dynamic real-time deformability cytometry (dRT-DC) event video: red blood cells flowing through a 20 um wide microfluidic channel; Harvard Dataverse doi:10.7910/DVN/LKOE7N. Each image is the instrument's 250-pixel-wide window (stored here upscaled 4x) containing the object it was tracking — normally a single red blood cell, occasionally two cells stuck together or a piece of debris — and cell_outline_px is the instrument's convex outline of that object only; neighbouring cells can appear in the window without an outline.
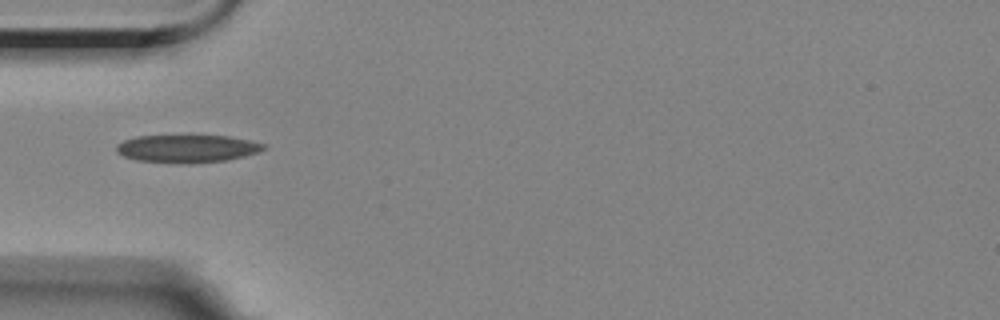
{"species": "Egyptian fruit bat (a non-hibernating species)", "species_latin": "Rousettus aegyptiacus", "temperature_condition": "room temperature", "stored_images_in_passage": 20, "camera_frame_rate_fps": 3000, "um_per_image_px": 0.085, "animal": {"sex": "female"}, "frame": {"image": 1, "passage_image": 1, "time_ms": 0.0, "image_size_px": [1000, 320], "cell_outline_px": [[268, 144], [260, 152], [228, 160], [188, 164], [136, 160], [124, 156], [116, 152], [116, 144], [124, 140], [136, 136], [188, 132], [228, 136], [252, 140]], "centroid_in_image_um": [15.92, 12.57], "position_along_channel_um": 69.1, "area_um2": 25.32}}
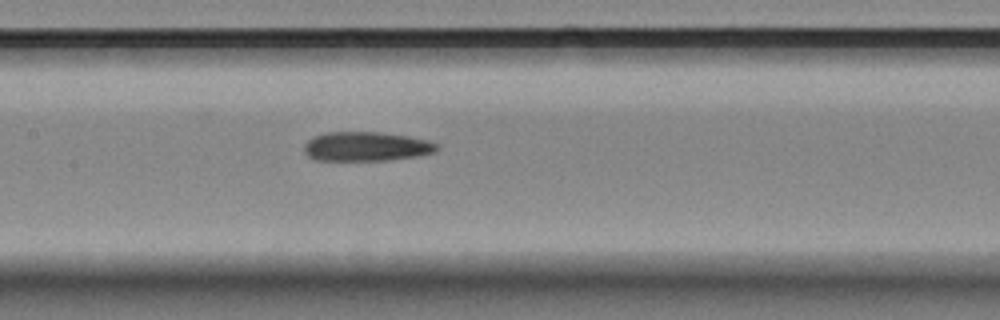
{"frame": {"image": 2, "passage_image": 10, "time_ms": 3.0, "image_size_px": [1000, 320], "cell_outline_px": [[440, 148], [436, 152], [416, 156], [388, 160], [316, 160], [308, 156], [304, 152], [304, 144], [312, 136], [328, 132], [380, 132], [408, 136], [428, 140], [440, 144]], "centroid_in_image_um": [31.15, 12.44], "position_along_channel_um": 176.2, "area_um2": 22.83}}
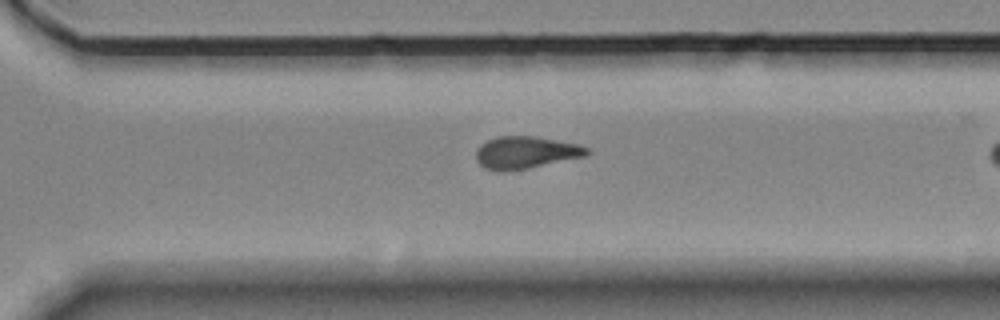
{"frame": {"image": 3, "passage_image": 19, "time_ms": 6.0, "image_size_px": [1000, 320], "cell_outline_px": [[592, 152], [584, 156], [528, 168], [504, 172], [496, 172], [484, 168], [476, 160], [476, 148], [480, 144], [496, 136], [536, 136], [580, 144], [588, 148]], "centroid_in_image_um": [44.65, 12.96], "position_along_channel_um": 325.9, "area_um2": 21.1}}